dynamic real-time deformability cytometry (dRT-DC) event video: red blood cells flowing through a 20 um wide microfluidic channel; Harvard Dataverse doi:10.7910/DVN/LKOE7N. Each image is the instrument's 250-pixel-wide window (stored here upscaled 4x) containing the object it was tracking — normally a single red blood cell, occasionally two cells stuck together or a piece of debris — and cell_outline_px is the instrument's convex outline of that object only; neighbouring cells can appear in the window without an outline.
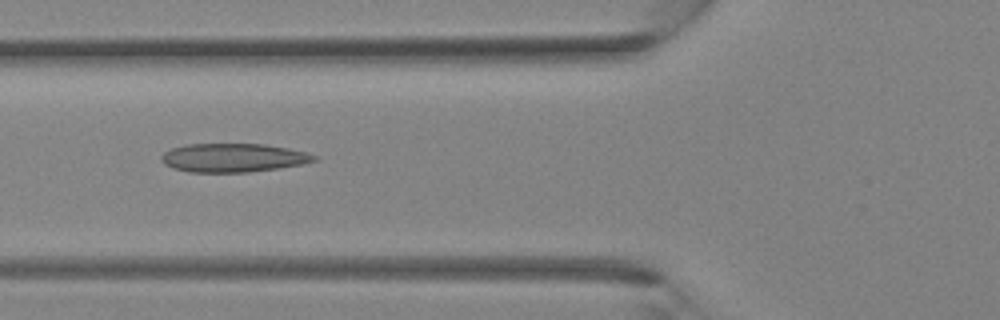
{"species": "Egyptian fruit bat (a non-hibernating species)", "species_latin": "Rousettus aegyptiacus", "temperature_condition": "room temperature", "stored_images_in_passage": 36, "camera_frame_rate_fps": 3000, "um_per_image_px": 0.085, "animal": {"sex": "female"}, "frame": {"image": 1, "passage_image": 14, "time_ms": 4.333, "image_size_px": [1000, 320], "cell_outline_px": [[320, 156], [316, 160], [304, 164], [280, 168], [248, 172], [188, 172], [172, 168], [164, 164], [160, 160], [160, 156], [164, 152], [172, 148], [188, 144], [264, 144], [288, 148]], "centroid_in_image_um": [19.82, 13.41], "position_along_channel_um": 106.0, "area_um2": 25.66}}
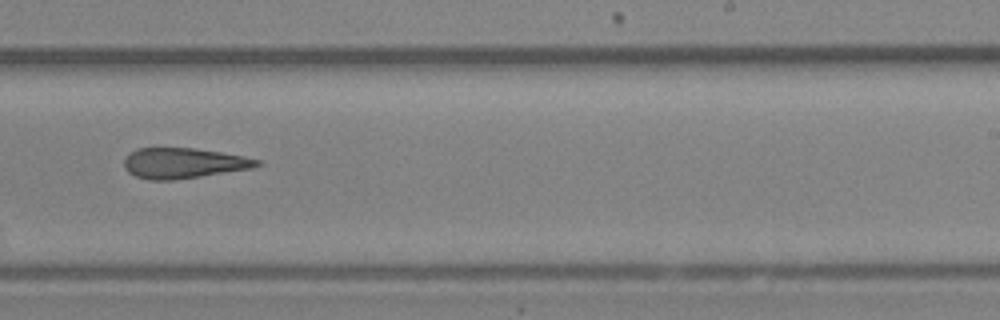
{"frame": {"image": 2, "passage_image": 23, "time_ms": 7.333, "image_size_px": [1000, 320], "cell_outline_px": [[260, 164], [252, 168], [200, 176], [172, 180], [148, 180], [136, 176], [128, 172], [124, 168], [124, 160], [136, 148], [192, 148], [220, 152], [244, 156], [260, 160]], "centroid_in_image_um": [15.57, 13.87], "position_along_channel_um": 273.4, "area_um2": 23.29}}
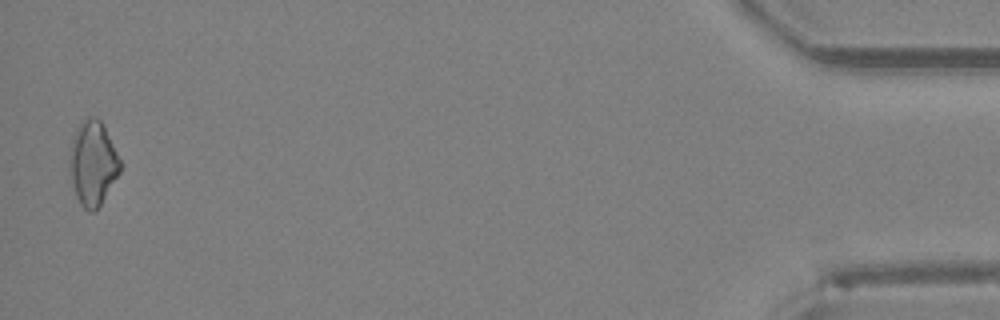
{"frame": {"image": 3, "passage_image": 36, "time_ms": 11.667, "image_size_px": [1000, 320], "cell_outline_px": [[124, 164], [120, 172], [100, 204], [92, 212], [88, 212], [80, 204], [76, 196], [72, 184], [68, 164], [68, 156], [72, 136], [76, 128], [88, 116], [96, 116], [100, 120]], "centroid_in_image_um": [7.88, 13.85], "position_along_channel_um": 427.3, "area_um2": 25.14}}